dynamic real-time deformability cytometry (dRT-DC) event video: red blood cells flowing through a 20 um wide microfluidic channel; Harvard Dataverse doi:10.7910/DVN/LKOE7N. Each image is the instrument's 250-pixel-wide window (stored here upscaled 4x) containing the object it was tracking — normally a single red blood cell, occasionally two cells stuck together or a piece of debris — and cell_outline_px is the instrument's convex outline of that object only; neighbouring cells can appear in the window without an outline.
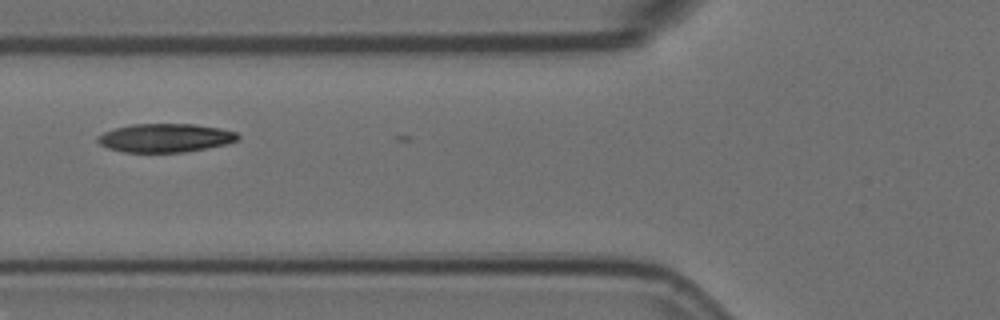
{"species": "Egyptian fruit bat (a non-hibernating species)", "species_latin": "Rousettus aegyptiacus", "temperature_condition": "room temperature", "stored_images_in_passage": 7, "camera_frame_rate_fps": 3000, "um_per_image_px": 0.085, "animal": {"sex": "female"}, "frame": {"image": 1, "passage_image": 7, "time_ms": 2.0, "image_size_px": [1000, 320], "cell_outline_px": [[240, 136], [236, 140], [228, 144], [184, 152], [124, 152], [108, 148], [100, 144], [96, 140], [96, 136], [104, 132], [116, 128], [132, 124], [192, 124], [220, 128], [236, 132]], "centroid_in_image_um": [14.04, 11.72], "position_along_channel_um": 111.8, "area_um2": 23.29}}